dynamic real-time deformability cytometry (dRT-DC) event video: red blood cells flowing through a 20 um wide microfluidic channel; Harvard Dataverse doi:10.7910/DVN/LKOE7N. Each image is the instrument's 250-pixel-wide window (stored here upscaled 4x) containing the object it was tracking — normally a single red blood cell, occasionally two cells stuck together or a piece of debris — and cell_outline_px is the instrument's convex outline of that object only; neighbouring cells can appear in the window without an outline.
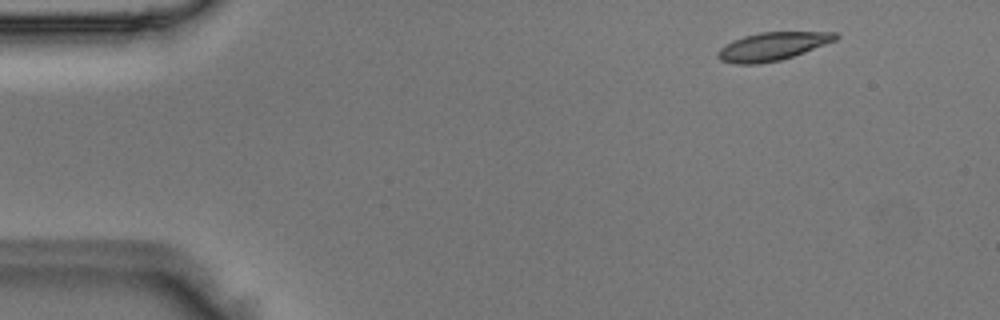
{"species": "Egyptian fruit bat (a non-hibernating species)", "species_latin": "Rousettus aegyptiacus", "temperature_condition": "room temperature", "stored_images_in_passage": 3, "camera_frame_rate_fps": 3000, "um_per_image_px": 0.085, "animal": {"sex": "male"}, "frame": {"image": 1, "passage_image": 1, "time_ms": 0.0, "image_size_px": [1000, 320], "cell_outline_px": [[840, 36], [836, 40], [804, 52], [780, 60], [756, 64], [736, 64], [720, 60], [716, 56], [716, 52], [720, 48], [732, 40], [744, 36], [760, 32], [836, 32]], "centroid_in_image_um": [65.62, 3.94], "position_along_channel_um": 19.4, "area_um2": 19.25}}